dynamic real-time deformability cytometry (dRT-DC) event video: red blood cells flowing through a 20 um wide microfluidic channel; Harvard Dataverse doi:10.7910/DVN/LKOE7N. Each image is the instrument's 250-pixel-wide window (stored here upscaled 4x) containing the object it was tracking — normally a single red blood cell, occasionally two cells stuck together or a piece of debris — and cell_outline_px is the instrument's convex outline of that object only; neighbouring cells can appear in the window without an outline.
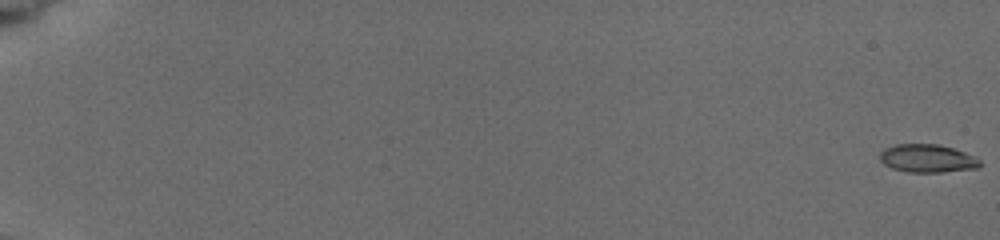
{"species": "common noctule bat (a hibernating species)", "species_latin": "Nyctalus noctula", "temperature_condition": "cold", "stored_images_in_passage": 11, "camera_frame_rate_fps": 3000, "um_per_image_px": 0.085, "animal": {"sex": "female", "body_mass_g": 19.5, "forearm_length_mm": 54.1}, "frame": {"image": 1, "passage_image": 1, "time_ms": 0.0, "image_size_px": [1000, 240], "cell_outline_px": [[980, 168], [944, 172], [908, 172], [892, 168], [884, 164], [880, 160], [880, 152], [884, 148], [896, 144], [940, 144], [976, 156], [980, 160]], "centroid_in_image_um": [78.84, 13.46], "position_along_channel_um": 6.2, "area_um2": 16.53}}
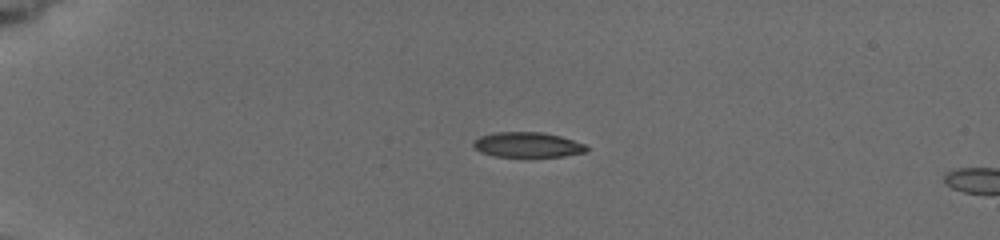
{"frame": {"image": 2, "passage_image": 8, "time_ms": 5.0, "image_size_px": [1000, 240], "cell_outline_px": [[588, 152], [564, 156], [496, 156], [480, 152], [472, 144], [480, 136], [492, 132], [544, 132], [560, 136], [588, 144]], "centroid_in_image_um": [44.9, 12.29], "position_along_channel_um": 40.1, "area_um2": 16.59}}